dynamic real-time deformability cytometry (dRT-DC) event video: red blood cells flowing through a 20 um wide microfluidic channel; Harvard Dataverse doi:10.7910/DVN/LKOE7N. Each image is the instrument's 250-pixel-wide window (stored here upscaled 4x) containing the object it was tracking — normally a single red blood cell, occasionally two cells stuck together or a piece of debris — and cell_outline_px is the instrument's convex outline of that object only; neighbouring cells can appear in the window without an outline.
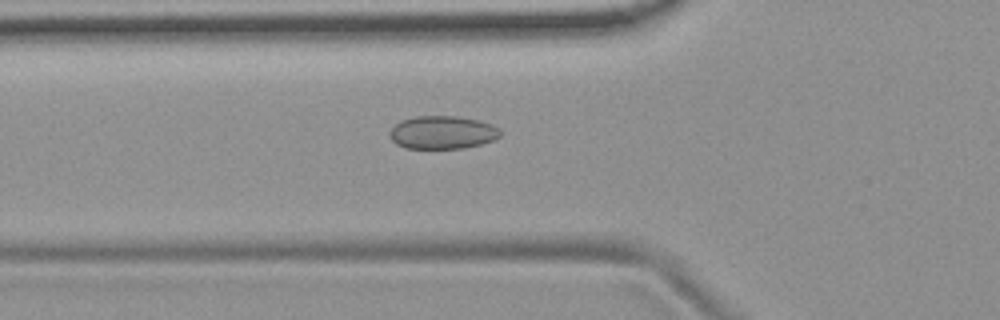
{"species": "common noctule bat (a hibernating species)", "species_latin": "Nyctalus noctula", "temperature_condition": "room temperature", "stored_images_in_passage": 38, "camera_frame_rate_fps": 3000, "um_per_image_px": 0.085, "animal": {"sex": "female", "body_mass_g": 19.9}, "frame": {"image": 1, "passage_image": 3, "time_ms": 0.667, "image_size_px": [1000, 320], "cell_outline_px": [[500, 136], [492, 140], [480, 144], [464, 148], [404, 148], [396, 144], [392, 140], [388, 132], [400, 120], [416, 116], [456, 116], [480, 120], [492, 124], [500, 128]], "centroid_in_image_um": [37.6, 11.25], "position_along_channel_um": 88.2, "area_um2": 21.39}}
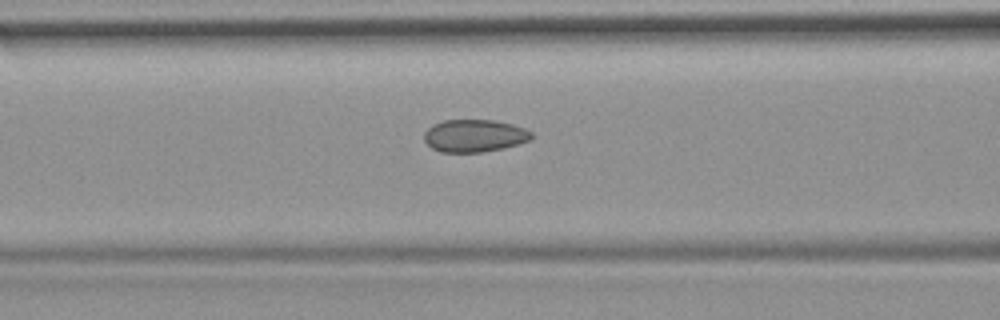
{"frame": {"image": 2, "passage_image": 6, "time_ms": 1.667, "image_size_px": [1000, 320], "cell_outline_px": [[532, 140], [520, 144], [504, 148], [480, 152], [440, 152], [432, 148], [424, 140], [424, 132], [432, 124], [444, 120], [492, 120], [512, 124], [524, 128], [532, 132]], "centroid_in_image_um": [40.33, 11.54], "position_along_channel_um": 126.3, "area_um2": 20.46}}
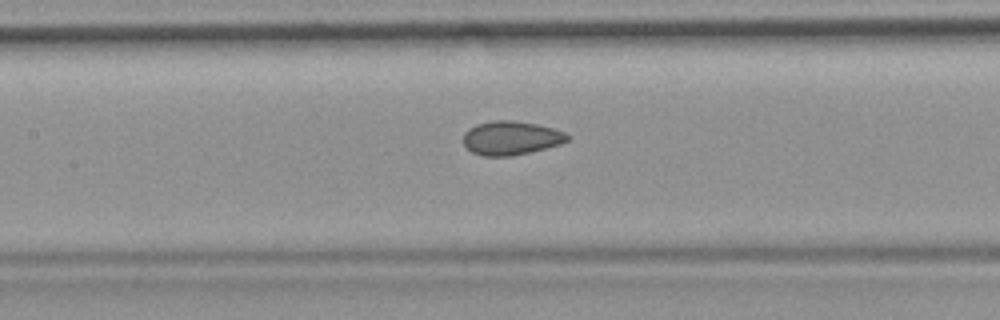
{"frame": {"image": 3, "passage_image": 9, "time_ms": 2.667, "image_size_px": [1000, 320], "cell_outline_px": [[568, 140], [560, 144], [512, 156], [484, 156], [472, 152], [464, 144], [464, 132], [468, 128], [476, 124], [496, 120], [512, 120], [536, 124], [552, 128], [564, 132], [568, 136]], "centroid_in_image_um": [43.4, 11.72], "position_along_channel_um": 164.0, "area_um2": 20.29}, "authors_computed_cell_mechanics": {"area_um2": 20.3167, "velocity_mm_per_s": 3.7699, "shape_relaxation_time_tau1_ms": null, "shape_relaxation_time_tau2_ms": 1.7031, "deformation_change_tau1": null, "deformation_change_tau2": 0.0638}}